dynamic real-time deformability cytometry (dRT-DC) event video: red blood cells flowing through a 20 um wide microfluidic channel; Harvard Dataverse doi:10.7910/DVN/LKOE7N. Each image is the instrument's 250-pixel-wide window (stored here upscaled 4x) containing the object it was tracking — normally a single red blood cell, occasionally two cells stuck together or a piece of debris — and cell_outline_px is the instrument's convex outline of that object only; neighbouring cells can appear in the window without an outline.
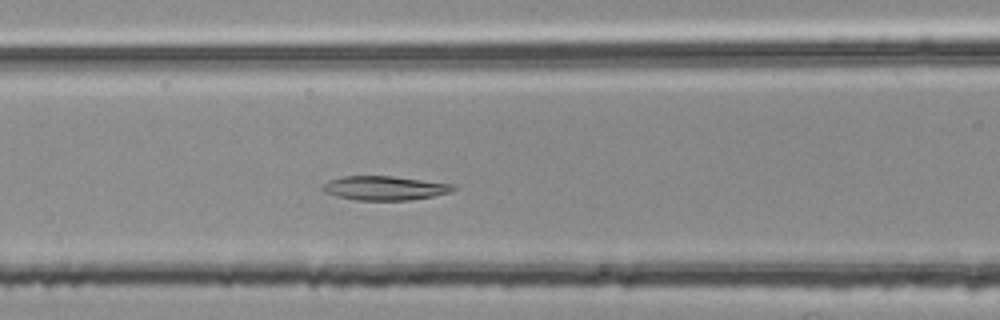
{"species": "common noctule bat (a hibernating species)", "species_latin": "Nyctalus noctula", "temperature_condition": "room temperature", "stored_images_in_passage": 46, "camera_frame_rate_fps": 3000, "um_per_image_px": 0.085, "animal": {"sex": "female", "body_mass_g": 25.1}, "frame": {"image": 1, "passage_image": 17, "time_ms": 5.333, "image_size_px": [1000, 320], "cell_outline_px": [[456, 188], [448, 192], [432, 196], [408, 200], [356, 200], [336, 196], [320, 192], [320, 188], [328, 180], [344, 176], [392, 176], [456, 184]], "centroid_in_image_um": [32.64, 15.98], "position_along_channel_um": 134.0, "area_um2": 18.44}}
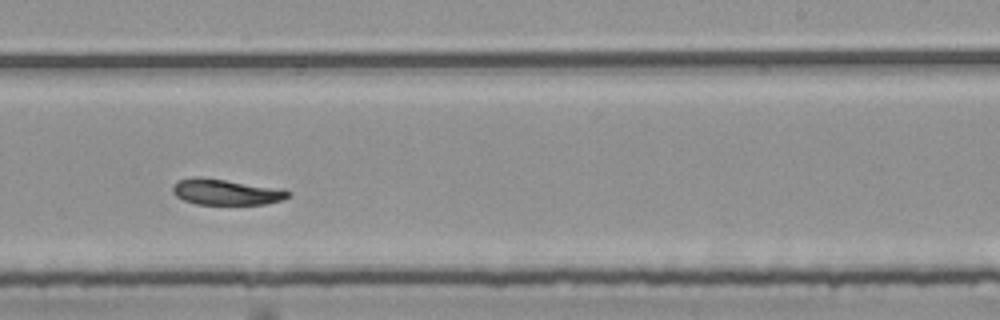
{"frame": {"image": 2, "passage_image": 28, "time_ms": 9.0, "image_size_px": [1000, 320], "cell_outline_px": [[292, 196], [280, 200], [264, 204], [196, 204], [184, 200], [176, 196], [172, 192], [172, 188], [180, 180], [196, 176], [200, 176], [284, 188], [292, 192]], "centroid_in_image_um": [19.28, 16.31], "position_along_channel_um": 269.7, "area_um2": 17.57}}
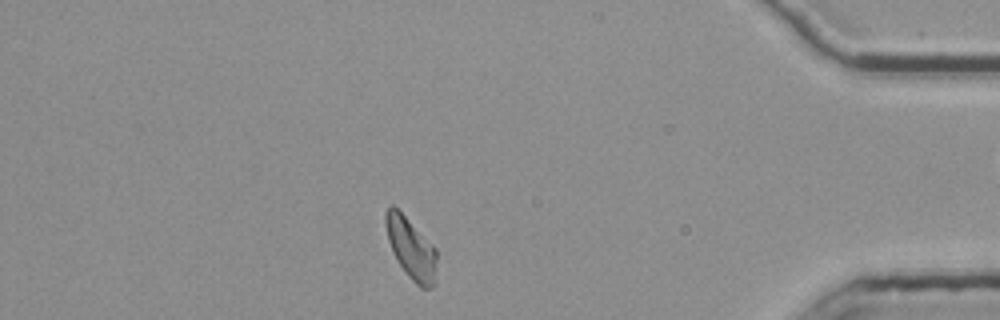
{"frame": {"image": 3, "passage_image": 42, "time_ms": 13.667, "image_size_px": [1000, 320], "cell_outline_px": [[436, 284], [432, 288], [420, 288], [408, 276], [396, 260], [392, 252], [388, 240], [384, 220], [384, 212], [392, 204], [436, 248]], "centroid_in_image_um": [34.94, 21.16], "position_along_channel_um": 400.3, "area_um2": 18.21}, "authors_computed_cell_mechanics": {"area_um2": 18.207, "velocity_mm_per_s": 3.7165, "shape_relaxation_time_tau1_ms": 4.6581, "shape_relaxation_time_tau2_ms": 7.536, "deformation_change_tau1": 0.1515, "deformation_change_tau2": 0.1221}}